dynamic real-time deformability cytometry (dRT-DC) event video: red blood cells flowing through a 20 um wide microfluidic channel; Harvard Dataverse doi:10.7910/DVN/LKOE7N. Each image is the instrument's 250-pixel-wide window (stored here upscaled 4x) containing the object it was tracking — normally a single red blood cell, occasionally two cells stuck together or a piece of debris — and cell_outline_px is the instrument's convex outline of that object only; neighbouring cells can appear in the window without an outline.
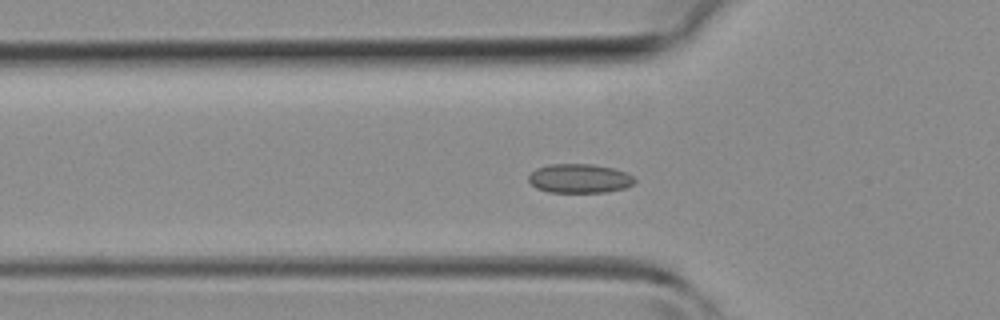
{"species": "common noctule bat (a hibernating species)", "species_latin": "Nyctalus noctula", "temperature_condition": "room temperature", "stored_images_in_passage": 43, "camera_frame_rate_fps": 3000, "um_per_image_px": 0.085, "animal": {"sex": "female", "body_mass_g": 19.3, "forearm_length_mm": 54.1}, "frame": {"image": 1, "passage_image": 14, "time_ms": 4.333, "image_size_px": [1000, 320], "cell_outline_px": [[636, 180], [632, 184], [624, 188], [604, 192], [548, 192], [536, 188], [528, 180], [528, 176], [536, 168], [548, 164], [592, 164], [612, 168], [624, 172], [632, 176]], "centroid_in_image_um": [49.21, 15.16], "position_along_channel_um": 76.6, "area_um2": 17.86}}
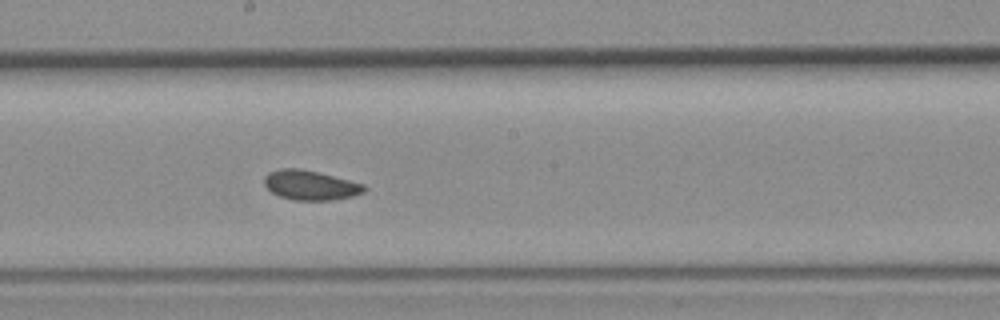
{"frame": {"image": 2, "passage_image": 23, "time_ms": 7.333, "image_size_px": [1000, 320], "cell_outline_px": [[368, 188], [364, 192], [352, 196], [332, 200], [292, 200], [280, 196], [272, 192], [264, 184], [264, 176], [268, 172], [280, 168], [300, 168], [364, 184]], "centroid_in_image_um": [26.36, 15.74], "position_along_channel_um": 221.8, "area_um2": 17.17}}
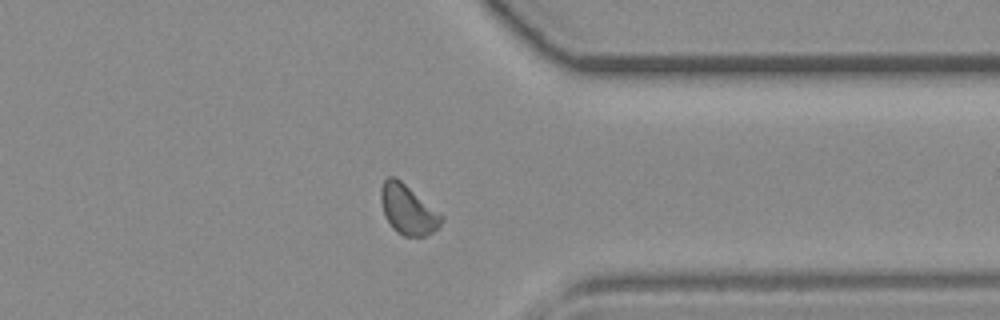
{"frame": {"image": 3, "passage_image": 33, "time_ms": 10.667, "image_size_px": [1000, 320], "cell_outline_px": [[444, 220], [432, 232], [424, 236], [404, 236], [396, 232], [392, 228], [384, 216], [380, 200], [380, 188], [384, 180], [388, 176], [396, 176], [444, 216]], "centroid_in_image_um": [34.64, 17.8], "position_along_channel_um": 376.8, "area_um2": 17.63}}